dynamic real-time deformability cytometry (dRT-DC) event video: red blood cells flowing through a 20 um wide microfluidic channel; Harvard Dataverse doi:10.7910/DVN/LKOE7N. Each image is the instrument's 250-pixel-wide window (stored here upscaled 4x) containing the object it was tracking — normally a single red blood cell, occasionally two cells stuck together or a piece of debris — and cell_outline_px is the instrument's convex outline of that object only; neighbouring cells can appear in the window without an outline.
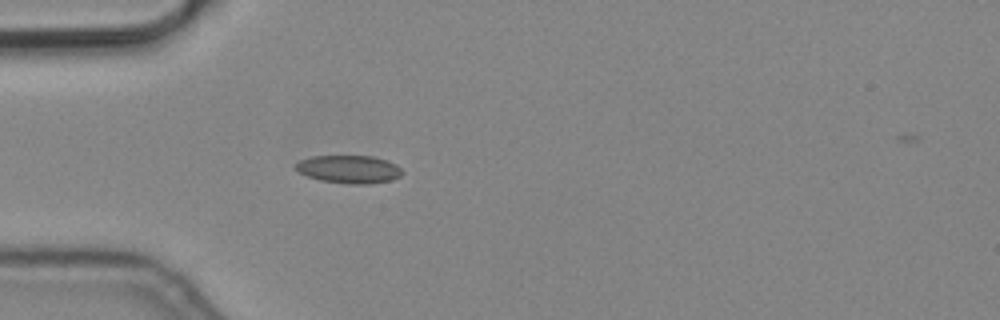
{"species": "common noctule bat (a hibernating species)", "species_latin": "Nyctalus noctula", "temperature_condition": "cold", "stored_images_in_passage": 4, "camera_frame_rate_fps": 3000, "um_per_image_px": 0.085, "animal": {"sex": "male", "body_mass_g": 19.2, "forearm_length_mm": 51.8}, "frame": {"image": 1, "passage_image": 3, "time_ms": 0.667, "image_size_px": [1000, 320], "cell_outline_px": [[404, 172], [400, 176], [392, 180], [368, 184], [352, 184], [320, 180], [308, 176], [300, 172], [296, 168], [296, 164], [300, 160], [312, 156], [372, 156], [388, 160], [396, 164]], "centroid_in_image_um": [29.71, 14.38], "position_along_channel_um": 55.3, "area_um2": 17.28}}